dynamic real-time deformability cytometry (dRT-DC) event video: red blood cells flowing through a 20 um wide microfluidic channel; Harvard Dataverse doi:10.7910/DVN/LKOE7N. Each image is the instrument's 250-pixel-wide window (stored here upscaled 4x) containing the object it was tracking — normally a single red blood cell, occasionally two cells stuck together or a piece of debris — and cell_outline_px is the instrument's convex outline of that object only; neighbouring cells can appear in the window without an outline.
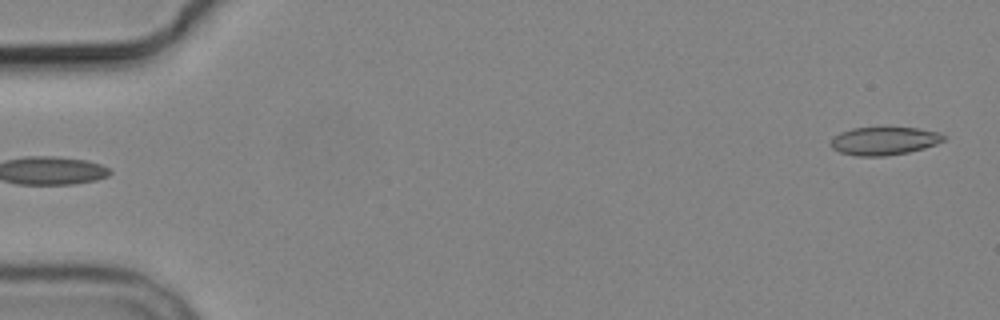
{"species": "common noctule bat (a hibernating species)", "species_latin": "Nyctalus noctula", "temperature_condition": "cold", "stored_images_in_passage": 6, "segment_of_instrument_passage": [2, 2], "camera_frame_rate_fps": 3000, "um_per_image_px": 0.085, "animal": {"sex": "male", "body_mass_g": 19.2, "forearm_length_mm": 51.8}, "frame": {"image": 1, "passage_image": 6, "time_ms": 6.0, "image_size_px": [1000, 320], "cell_outline_px": [[944, 140], [936, 144], [924, 148], [908, 152], [884, 156], [856, 156], [840, 152], [832, 148], [828, 144], [832, 136], [840, 132], [852, 128], [916, 128], [936, 132], [944, 136]], "centroid_in_image_um": [75.07, 11.98], "position_along_channel_um": 9.9, "area_um2": 18.38}}